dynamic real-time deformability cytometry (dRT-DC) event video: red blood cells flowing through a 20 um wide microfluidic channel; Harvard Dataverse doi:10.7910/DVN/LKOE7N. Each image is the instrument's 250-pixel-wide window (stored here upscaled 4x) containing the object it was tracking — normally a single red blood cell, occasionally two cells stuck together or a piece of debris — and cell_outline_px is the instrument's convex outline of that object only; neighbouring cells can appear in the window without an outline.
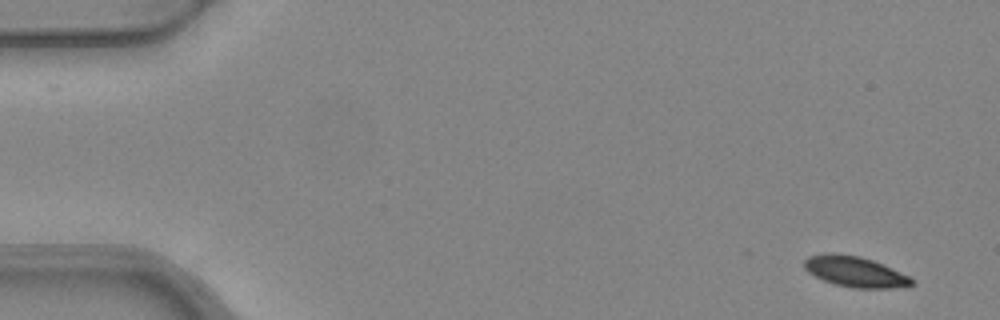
{"species": "common noctule bat (a hibernating species)", "species_latin": "Nyctalus noctula", "temperature_condition": "warm", "stored_images_in_passage": 8, "camera_frame_rate_fps": 3000, "um_per_image_px": 0.085, "animal": {"sex": "female", "body_mass_g": 24.6, "forearm_length_mm": 56.2}, "frame": {"image": 1, "passage_image": 1, "time_ms": 0.0, "image_size_px": [1000, 320], "cell_outline_px": [[916, 284], [892, 288], [852, 288], [836, 284], [824, 280], [808, 272], [804, 268], [804, 260], [808, 256], [824, 252], [836, 252], [860, 256], [872, 260], [908, 276], [916, 280]], "centroid_in_image_um": [72.65, 23.07], "position_along_channel_um": 12.4, "area_um2": 19.19}}
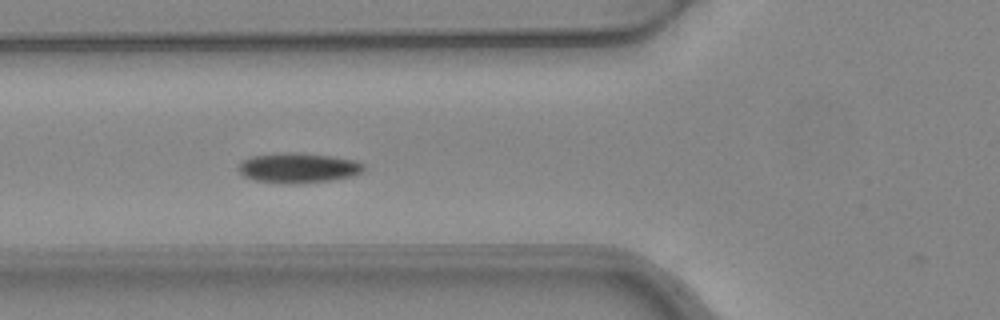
{"frame": {"image": 2, "passage_image": 6, "time_ms": 1.667, "image_size_px": [1000, 320], "cell_outline_px": [[364, 168], [360, 172], [352, 176], [332, 180], [292, 184], [288, 184], [256, 180], [244, 176], [236, 168], [244, 160], [252, 156], [284, 152], [296, 152], [332, 156], [356, 160], [364, 164]], "centroid_in_image_um": [25.36, 14.26], "position_along_channel_um": 100.4, "area_um2": 21.85}}
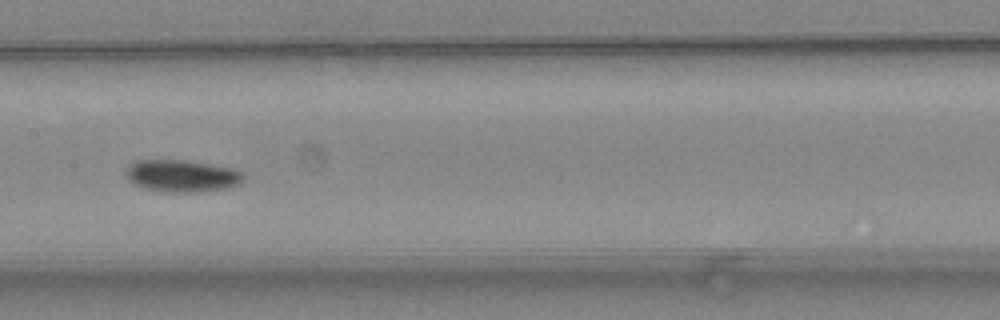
{"frame": {"image": 3, "passage_image": 8, "time_ms": 2.333, "image_size_px": [1000, 320], "cell_outline_px": [[244, 176], [236, 184], [228, 188], [204, 192], [164, 192], [144, 188], [132, 184], [128, 180], [124, 172], [136, 160], [184, 160], [232, 168], [240, 172]], "centroid_in_image_um": [15.4, 14.96], "position_along_channel_um": 192.0, "area_um2": 21.91}}